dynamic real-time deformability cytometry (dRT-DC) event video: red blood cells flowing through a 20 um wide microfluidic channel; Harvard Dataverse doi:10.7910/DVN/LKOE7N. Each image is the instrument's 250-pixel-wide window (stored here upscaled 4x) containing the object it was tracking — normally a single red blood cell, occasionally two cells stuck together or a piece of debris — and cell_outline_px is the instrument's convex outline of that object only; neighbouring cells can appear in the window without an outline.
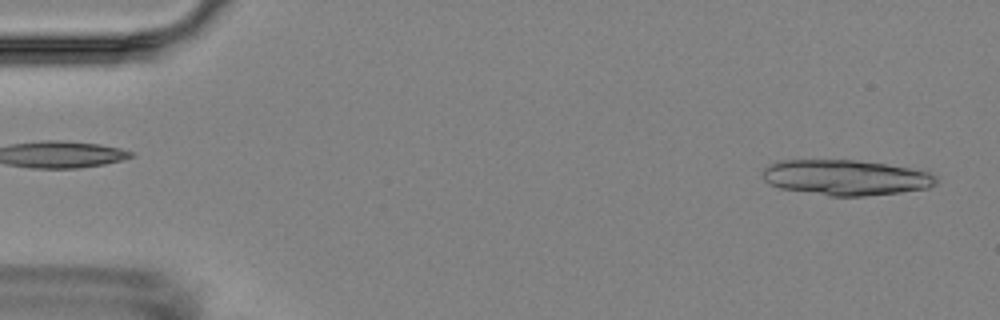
{"species": "Egyptian fruit bat (a non-hibernating species)", "species_latin": "Rousettus aegyptiacus", "temperature_condition": "room temperature", "stored_images_in_passage": 2, "camera_frame_rate_fps": 3000, "um_per_image_px": 0.085, "animal": {"sex": "female"}, "frame": {"image": 1, "passage_image": 2, "time_ms": 1.333, "image_size_px": [1000, 320], "cell_outline_px": [[936, 184], [928, 188], [900, 192], [864, 196], [828, 196], [780, 188], [764, 180], [764, 168], [768, 164], [780, 160], [856, 160], [928, 168], [936, 176]], "centroid_in_image_um": [72.01, 15.07], "position_along_channel_um": 13.0, "area_um2": 36.53}}